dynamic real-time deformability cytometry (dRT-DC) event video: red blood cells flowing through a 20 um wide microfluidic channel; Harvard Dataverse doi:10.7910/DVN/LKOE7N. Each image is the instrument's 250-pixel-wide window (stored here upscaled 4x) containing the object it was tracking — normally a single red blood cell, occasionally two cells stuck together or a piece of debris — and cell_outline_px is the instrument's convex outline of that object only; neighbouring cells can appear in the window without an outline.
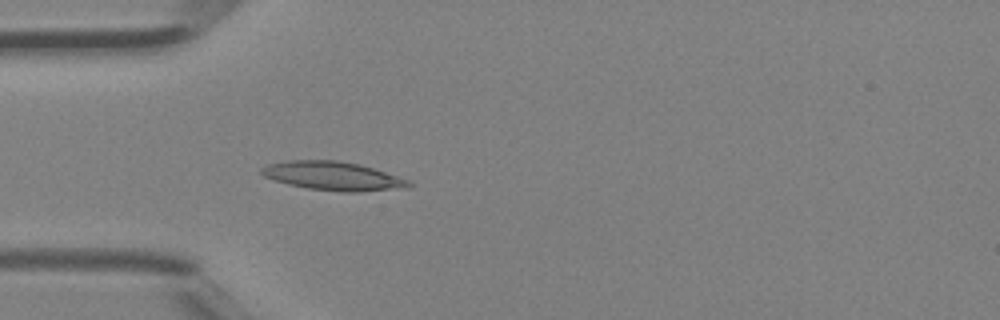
{"species": "Egyptian fruit bat (a non-hibernating species)", "species_latin": "Rousettus aegyptiacus", "temperature_condition": "room temperature", "stored_images_in_passage": 5, "camera_frame_rate_fps": 3000, "um_per_image_px": 0.085, "animal": {"sex": "female"}, "frame": {"image": 1, "passage_image": 5, "time_ms": 1.333, "image_size_px": [1000, 320], "cell_outline_px": [[412, 184], [408, 188], [356, 192], [340, 192], [308, 188], [288, 184], [264, 176], [260, 172], [260, 168], [268, 164], [288, 160], [336, 160], [360, 164], [408, 180]], "centroid_in_image_um": [28.29, 14.96], "position_along_channel_um": 56.7, "area_um2": 24.51}}